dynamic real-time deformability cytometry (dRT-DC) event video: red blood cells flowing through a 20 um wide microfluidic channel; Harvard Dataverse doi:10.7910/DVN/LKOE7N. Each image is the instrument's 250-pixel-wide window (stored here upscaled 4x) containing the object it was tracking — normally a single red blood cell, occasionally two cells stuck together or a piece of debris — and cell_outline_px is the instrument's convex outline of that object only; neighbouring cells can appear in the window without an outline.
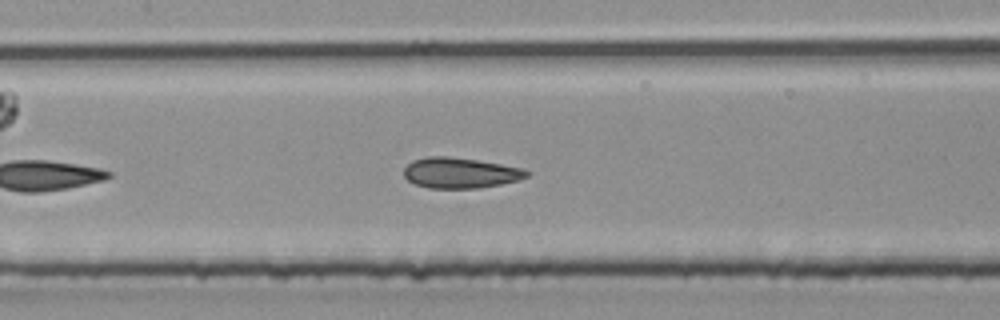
{"species": "common noctule bat (a hibernating species)", "species_latin": "Nyctalus noctula", "temperature_condition": "room temperature", "stored_images_in_passage": 21, "camera_frame_rate_fps": 3000, "um_per_image_px": 0.085, "animal": {"sex": "male", "body_mass_g": 20.4}, "frame": {"image": 1, "passage_image": 10, "time_ms": 3.0, "image_size_px": [1000, 320], "cell_outline_px": [[532, 172], [528, 176], [516, 180], [500, 184], [480, 188], [428, 188], [416, 184], [408, 180], [404, 176], [404, 168], [412, 160], [428, 156], [448, 156], [476, 160], [524, 168]], "centroid_in_image_um": [39.12, 14.69], "position_along_channel_um": 168.3, "area_um2": 21.85}}